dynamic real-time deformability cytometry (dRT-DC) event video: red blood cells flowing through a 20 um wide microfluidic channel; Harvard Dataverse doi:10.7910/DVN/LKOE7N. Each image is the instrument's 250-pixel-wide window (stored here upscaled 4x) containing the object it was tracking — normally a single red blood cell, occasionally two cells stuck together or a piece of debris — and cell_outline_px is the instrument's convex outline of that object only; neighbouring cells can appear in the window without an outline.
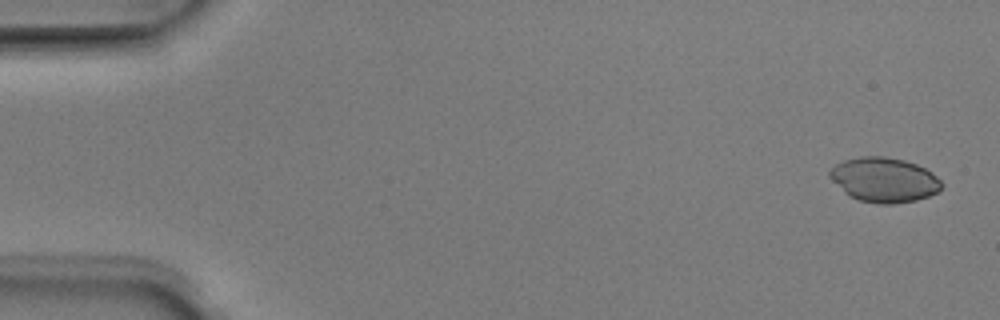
{"species": "Egyptian fruit bat (a non-hibernating species)", "species_latin": "Rousettus aegyptiacus", "temperature_condition": "room temperature", "stored_images_in_passage": 5, "segment_of_instrument_passage": [1, 2], "camera_frame_rate_fps": 3000, "um_per_image_px": 0.085, "animal": {"sex": "male"}, "frame": {"image": 1, "passage_image": 1, "time_ms": 0.0, "image_size_px": [1000, 320], "cell_outline_px": [[944, 184], [936, 192], [928, 196], [916, 200], [892, 204], [876, 204], [860, 200], [848, 196], [828, 176], [828, 172], [836, 164], [844, 160], [860, 156], [884, 156], [904, 160], [916, 164], [932, 172]], "centroid_in_image_um": [75.13, 15.28], "position_along_channel_um": 9.9, "area_um2": 29.13}}
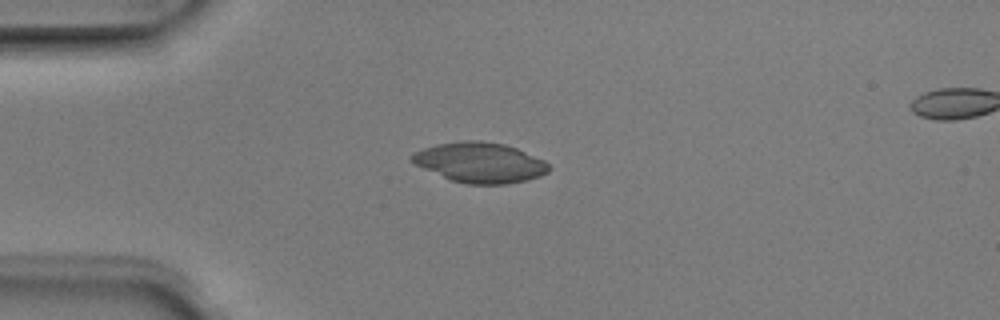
{"frame": {"image": 2, "passage_image": 4, "time_ms": 1.0, "image_size_px": [1000, 320], "cell_outline_px": [[552, 168], [548, 172], [540, 176], [524, 180], [504, 184], [468, 184], [452, 180], [424, 168], [408, 160], [408, 156], [412, 152], [436, 144], [464, 140], [480, 140], [504, 144], [516, 148], [544, 160]], "centroid_in_image_um": [40.78, 13.8], "position_along_channel_um": 44.2, "area_um2": 31.96}}